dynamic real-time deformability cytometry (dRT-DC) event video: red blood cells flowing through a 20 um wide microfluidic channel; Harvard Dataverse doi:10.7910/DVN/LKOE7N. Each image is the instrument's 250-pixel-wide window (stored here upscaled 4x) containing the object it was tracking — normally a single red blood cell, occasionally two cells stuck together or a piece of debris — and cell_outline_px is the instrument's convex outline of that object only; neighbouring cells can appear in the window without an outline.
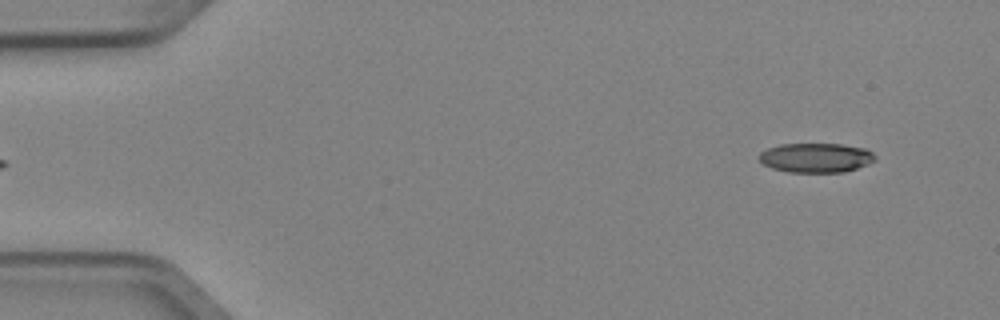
{"species": "Egyptian fruit bat (a non-hibernating species)", "species_latin": "Rousettus aegyptiacus", "temperature_condition": "cold", "stored_images_in_passage": 6, "segment_of_instrument_passage": [2, 2], "camera_frame_rate_fps": 3000, "um_per_image_px": 0.085, "animal": {"sex": "female"}, "frame": {"image": 1, "passage_image": 6, "time_ms": 1.667, "image_size_px": [1000, 320], "cell_outline_px": [[876, 160], [868, 164], [844, 172], [788, 172], [772, 168], [764, 164], [756, 156], [760, 152], [768, 148], [780, 144], [840, 144], [864, 148], [872, 152], [876, 156]], "centroid_in_image_um": [69.34, 13.41], "position_along_channel_um": 15.7, "area_um2": 19.94}}